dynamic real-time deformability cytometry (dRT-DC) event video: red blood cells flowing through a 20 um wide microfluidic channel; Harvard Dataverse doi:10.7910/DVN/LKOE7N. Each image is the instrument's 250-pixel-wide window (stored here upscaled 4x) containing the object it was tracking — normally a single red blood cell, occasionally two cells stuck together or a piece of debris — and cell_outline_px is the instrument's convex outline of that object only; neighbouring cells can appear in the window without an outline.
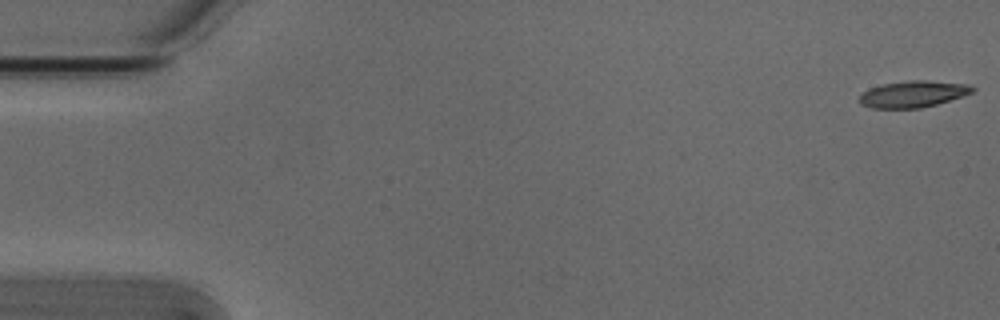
{"species": "Egyptian fruit bat (a non-hibernating species)", "species_latin": "Rousettus aegyptiacus", "temperature_condition": "cold", "stored_images_in_passage": 16, "camera_frame_rate_fps": 3000, "um_per_image_px": 0.085, "animal": {"sex": "male"}, "frame": {"image": 1, "passage_image": 1, "time_ms": 0.0, "image_size_px": [1000, 320], "cell_outline_px": [[976, 88], [972, 92], [964, 96], [936, 104], [920, 108], [872, 108], [860, 104], [856, 100], [864, 92], [872, 88], [884, 84], [912, 80], [924, 80], [968, 84]], "centroid_in_image_um": [77.62, 8.0], "position_along_channel_um": 7.4, "area_um2": 17.34}}
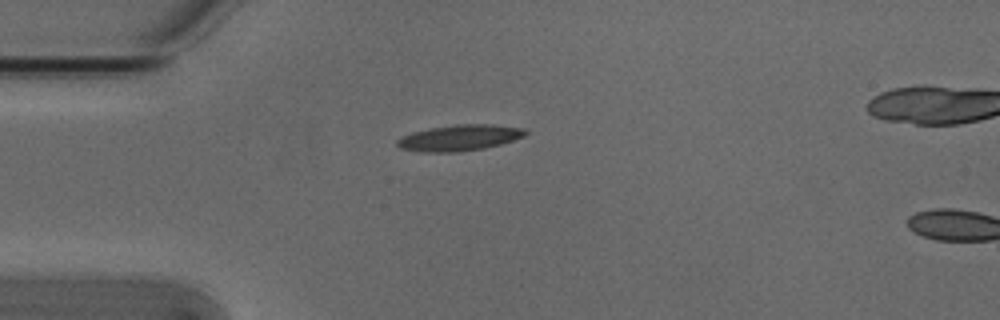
{"frame": {"image": 2, "passage_image": 14, "time_ms": 4.333, "image_size_px": [1000, 320], "cell_outline_px": [[528, 132], [524, 136], [500, 144], [484, 148], [460, 152], [420, 152], [400, 148], [396, 144], [396, 140], [400, 136], [412, 132], [432, 128], [456, 124], [492, 124], [524, 128]], "centroid_in_image_um": [39.03, 11.71], "position_along_channel_um": 46.0, "area_um2": 19.48}}